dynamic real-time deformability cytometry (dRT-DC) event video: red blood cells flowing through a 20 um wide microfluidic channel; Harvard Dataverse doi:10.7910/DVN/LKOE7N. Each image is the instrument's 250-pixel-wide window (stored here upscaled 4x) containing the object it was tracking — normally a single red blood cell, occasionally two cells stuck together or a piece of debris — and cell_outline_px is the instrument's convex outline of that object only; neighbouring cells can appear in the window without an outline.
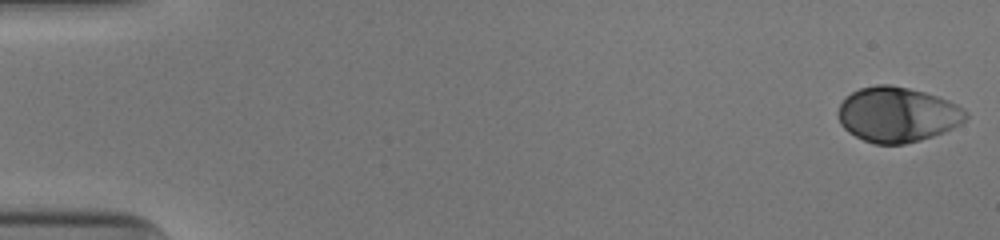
{"species": "human", "species_latin": "Homo sapiens", "temperature_condition": "cold", "stored_images_in_passage": 52, "camera_frame_rate_fps": 3000, "um_per_image_px": 0.085, "donor": {"sex": "male"}, "frame": {"image": 1, "passage_image": 1, "time_ms": 0.0, "image_size_px": [1000, 240], "cell_outline_px": [[968, 116], [960, 124], [944, 132], [920, 140], [904, 144], [876, 144], [864, 140], [848, 132], [840, 124], [836, 112], [844, 96], [860, 88], [876, 84], [888, 84], [908, 88], [924, 92], [948, 100], [956, 104], [968, 112]], "centroid_in_image_um": [76.24, 9.73], "position_along_channel_um": 8.8, "area_um2": 41.1}}
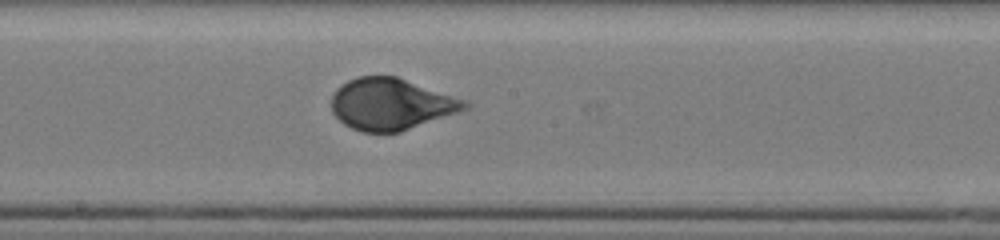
{"frame": {"image": 2, "passage_image": 29, "time_ms": 9.333, "image_size_px": [1000, 240], "cell_outline_px": [[468, 108], [400, 132], [360, 132], [344, 124], [332, 112], [332, 96], [336, 88], [340, 84], [356, 76], [396, 76], [468, 100]], "centroid_in_image_um": [33.22, 8.84], "position_along_channel_um": 215.0, "area_um2": 40.0}}
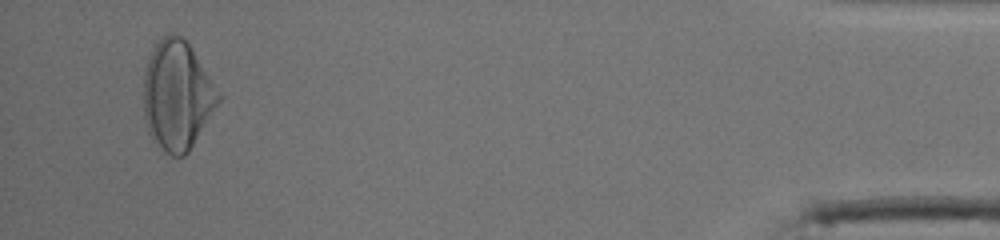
{"frame": {"image": 3, "passage_image": 50, "time_ms": 16.333, "image_size_px": [1000, 240], "cell_outline_px": [[220, 100], [188, 152], [184, 156], [172, 156], [156, 148], [148, 132], [144, 116], [144, 72], [152, 48], [168, 32], [172, 32], [180, 36], [188, 44], [220, 96]], "centroid_in_image_um": [15.0, 8.16], "position_along_channel_um": 420.2, "area_um2": 46.88}, "authors_computed_cell_mechanics": {"area_um2": 40.46, "velocity_mm_per_s": 3.9347, "shape_relaxation_time_tau1_ms": 3.0418, "shape_relaxation_time_tau2_ms": null, "deformation_change_tau1": 0.1725, "deformation_change_tau2": null}}